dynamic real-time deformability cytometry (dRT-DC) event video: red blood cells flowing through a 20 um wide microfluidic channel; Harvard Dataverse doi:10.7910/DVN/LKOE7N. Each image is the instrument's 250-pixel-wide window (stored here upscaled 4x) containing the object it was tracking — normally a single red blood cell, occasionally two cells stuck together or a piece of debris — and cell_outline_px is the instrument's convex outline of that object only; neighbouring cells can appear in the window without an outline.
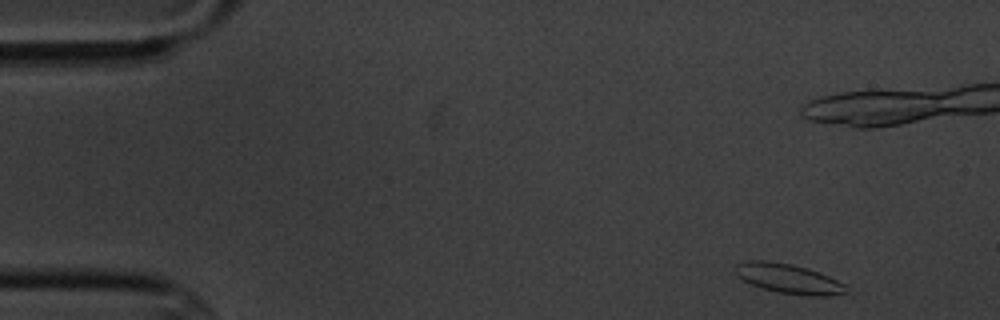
{"species": "common noctule bat (a hibernating species)", "species_latin": "Nyctalus noctula", "temperature_condition": "cold", "stored_images_in_passage": 7, "camera_frame_rate_fps": 3000, "um_per_image_px": 0.085, "animal": {"sex": "male", "body_mass_g": 20.1, "forearm_length_mm": 53.5}, "frame": {"image": 1, "passage_image": 1, "time_ms": 0.0, "image_size_px": [1000, 320], "cell_outline_px": [[848, 292], [832, 296], [808, 296], [780, 292], [764, 288], [752, 284], [736, 276], [732, 268], [736, 264], [748, 260], [764, 260], [792, 264], [808, 268], [828, 276], [844, 284]], "centroid_in_image_um": [66.99, 23.67], "position_along_channel_um": 18.0, "area_um2": 19.13}}